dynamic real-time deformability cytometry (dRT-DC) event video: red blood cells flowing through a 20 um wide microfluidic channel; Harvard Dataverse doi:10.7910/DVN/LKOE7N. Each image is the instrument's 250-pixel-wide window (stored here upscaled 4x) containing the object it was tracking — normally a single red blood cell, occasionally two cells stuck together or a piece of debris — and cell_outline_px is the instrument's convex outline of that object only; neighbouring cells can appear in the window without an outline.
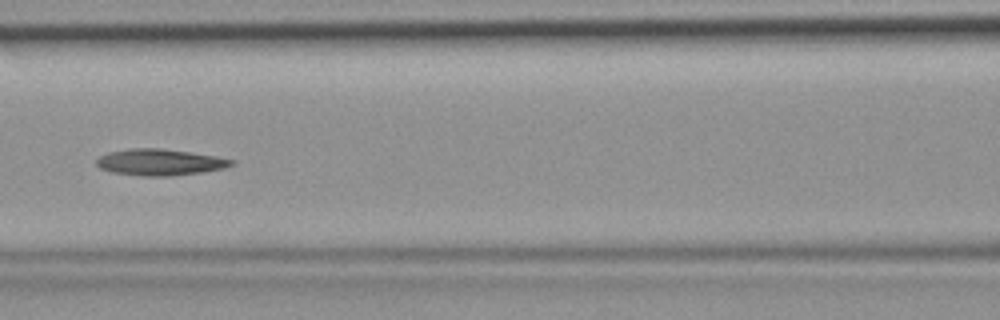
{"species": "common noctule bat (a hibernating species)", "species_latin": "Nyctalus noctula", "temperature_condition": "room temperature", "stored_images_in_passage": 46, "camera_frame_rate_fps": 3000, "um_per_image_px": 0.085, "animal": {"sex": "female", "body_mass_g": 19.9}, "frame": {"image": 1, "passage_image": 20, "time_ms": 6.333, "image_size_px": [1000, 320], "cell_outline_px": [[236, 164], [224, 168], [204, 172], [172, 176], [144, 176], [112, 172], [100, 168], [96, 164], [96, 160], [100, 156], [108, 152], [128, 148], [160, 148], [216, 156], [236, 160]], "centroid_in_image_um": [13.61, 13.79], "position_along_channel_um": 153.0, "area_um2": 20.87}}